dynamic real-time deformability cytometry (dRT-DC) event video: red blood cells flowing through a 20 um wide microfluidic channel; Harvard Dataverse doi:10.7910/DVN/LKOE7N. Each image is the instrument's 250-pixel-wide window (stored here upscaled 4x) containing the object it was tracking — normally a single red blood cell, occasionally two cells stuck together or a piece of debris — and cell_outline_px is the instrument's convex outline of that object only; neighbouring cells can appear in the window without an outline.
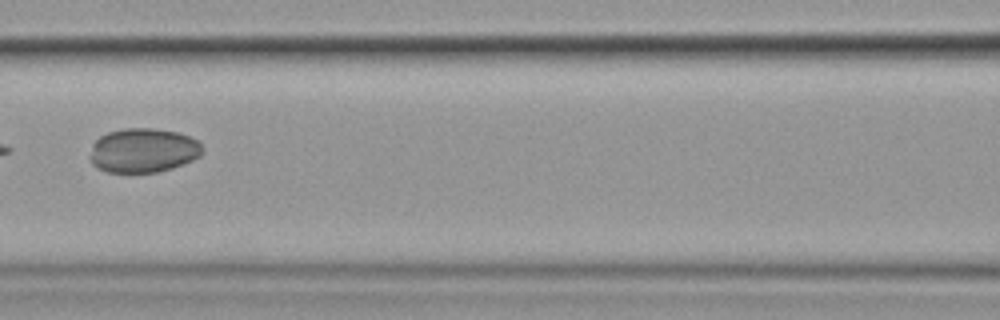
{"species": "common noctule bat (a hibernating species)", "species_latin": "Nyctalus noctula", "temperature_condition": "cold", "stored_images_in_passage": 9, "camera_frame_rate_fps": 3000, "um_per_image_px": 0.085, "animal": {"sex": "female", "body_mass_g": 19.9}, "frame": {"image": 1, "passage_image": 7, "time_ms": 7.333, "image_size_px": [1000, 320], "cell_outline_px": [[204, 152], [200, 156], [192, 160], [172, 168], [156, 172], [108, 172], [96, 168], [92, 164], [88, 156], [92, 144], [100, 136], [108, 132], [124, 128], [152, 128], [176, 132], [200, 140], [204, 148]], "centroid_in_image_um": [12.17, 12.78], "position_along_channel_um": 154.4, "area_um2": 29.36}}
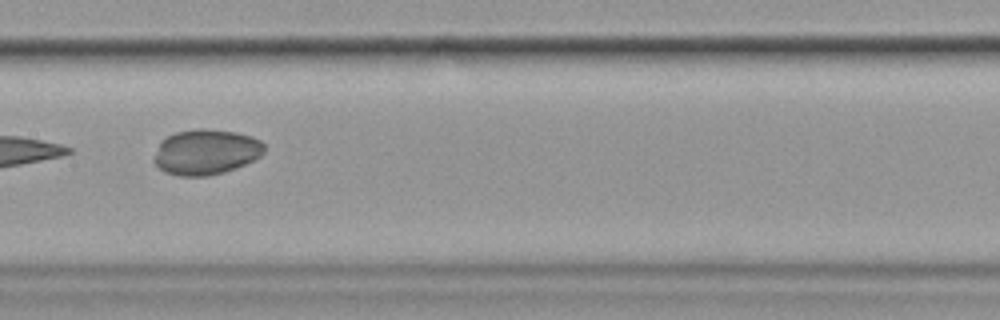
{"frame": {"image": 2, "passage_image": 8, "time_ms": 8.333, "image_size_px": [1000, 320], "cell_outline_px": [[264, 152], [260, 156], [236, 168], [224, 172], [208, 176], [180, 176], [164, 172], [152, 160], [152, 156], [160, 140], [176, 132], [196, 128], [200, 128], [236, 132], [252, 136], [260, 140], [264, 144]], "centroid_in_image_um": [17.47, 12.92], "position_along_channel_um": 189.9, "area_um2": 29.36}}
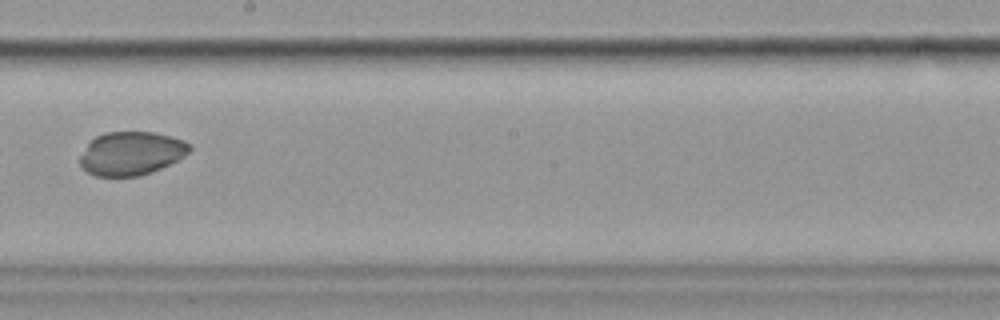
{"frame": {"image": 3, "passage_image": 9, "time_ms": 9.667, "image_size_px": [1000, 320], "cell_outline_px": [[192, 148], [184, 156], [152, 172], [140, 176], [96, 176], [88, 172], [80, 164], [80, 156], [88, 144], [96, 136], [104, 132], [152, 132], [184, 140], [192, 144]], "centroid_in_image_um": [11.16, 13.03], "position_along_channel_um": 237.0, "area_um2": 27.57}}